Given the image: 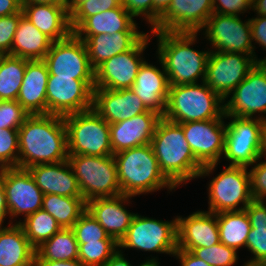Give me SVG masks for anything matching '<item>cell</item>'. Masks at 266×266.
Masks as SVG:
<instances>
[{"mask_svg":"<svg viewBox=\"0 0 266 266\" xmlns=\"http://www.w3.org/2000/svg\"><path fill=\"white\" fill-rule=\"evenodd\" d=\"M261 159L260 157L249 170L253 200H266V161H260Z\"/></svg>","mask_w":266,"mask_h":266,"instance_id":"cell-45","label":"cell"},{"mask_svg":"<svg viewBox=\"0 0 266 266\" xmlns=\"http://www.w3.org/2000/svg\"><path fill=\"white\" fill-rule=\"evenodd\" d=\"M149 36L146 34L131 50L113 56L100 65L95 70V88H131L141 65L146 61L142 56L151 40Z\"/></svg>","mask_w":266,"mask_h":266,"instance_id":"cell-16","label":"cell"},{"mask_svg":"<svg viewBox=\"0 0 266 266\" xmlns=\"http://www.w3.org/2000/svg\"><path fill=\"white\" fill-rule=\"evenodd\" d=\"M28 61L20 57L1 54L0 100L17 99Z\"/></svg>","mask_w":266,"mask_h":266,"instance_id":"cell-35","label":"cell"},{"mask_svg":"<svg viewBox=\"0 0 266 266\" xmlns=\"http://www.w3.org/2000/svg\"><path fill=\"white\" fill-rule=\"evenodd\" d=\"M36 260L67 261L78 259V242L71 228H61L35 249Z\"/></svg>","mask_w":266,"mask_h":266,"instance_id":"cell-34","label":"cell"},{"mask_svg":"<svg viewBox=\"0 0 266 266\" xmlns=\"http://www.w3.org/2000/svg\"><path fill=\"white\" fill-rule=\"evenodd\" d=\"M122 6L133 18L144 16L143 19L153 28V0H122Z\"/></svg>","mask_w":266,"mask_h":266,"instance_id":"cell-47","label":"cell"},{"mask_svg":"<svg viewBox=\"0 0 266 266\" xmlns=\"http://www.w3.org/2000/svg\"><path fill=\"white\" fill-rule=\"evenodd\" d=\"M120 248H132L174 255L177 246V217L172 221L156 220L136 213Z\"/></svg>","mask_w":266,"mask_h":266,"instance_id":"cell-9","label":"cell"},{"mask_svg":"<svg viewBox=\"0 0 266 266\" xmlns=\"http://www.w3.org/2000/svg\"><path fill=\"white\" fill-rule=\"evenodd\" d=\"M22 11V0H0V17L10 16Z\"/></svg>","mask_w":266,"mask_h":266,"instance_id":"cell-51","label":"cell"},{"mask_svg":"<svg viewBox=\"0 0 266 266\" xmlns=\"http://www.w3.org/2000/svg\"><path fill=\"white\" fill-rule=\"evenodd\" d=\"M95 80L48 77L46 114L67 116L93 108Z\"/></svg>","mask_w":266,"mask_h":266,"instance_id":"cell-14","label":"cell"},{"mask_svg":"<svg viewBox=\"0 0 266 266\" xmlns=\"http://www.w3.org/2000/svg\"><path fill=\"white\" fill-rule=\"evenodd\" d=\"M77 178L83 199L121 195L117 165L113 155H68L67 159Z\"/></svg>","mask_w":266,"mask_h":266,"instance_id":"cell-7","label":"cell"},{"mask_svg":"<svg viewBox=\"0 0 266 266\" xmlns=\"http://www.w3.org/2000/svg\"><path fill=\"white\" fill-rule=\"evenodd\" d=\"M53 41L39 31L27 17L20 18L8 55L29 61L44 60Z\"/></svg>","mask_w":266,"mask_h":266,"instance_id":"cell-31","label":"cell"},{"mask_svg":"<svg viewBox=\"0 0 266 266\" xmlns=\"http://www.w3.org/2000/svg\"><path fill=\"white\" fill-rule=\"evenodd\" d=\"M89 0H68L67 2V12L70 15L81 3Z\"/></svg>","mask_w":266,"mask_h":266,"instance_id":"cell-59","label":"cell"},{"mask_svg":"<svg viewBox=\"0 0 266 266\" xmlns=\"http://www.w3.org/2000/svg\"><path fill=\"white\" fill-rule=\"evenodd\" d=\"M172 0H153V27L158 23L160 16L168 9Z\"/></svg>","mask_w":266,"mask_h":266,"instance_id":"cell-53","label":"cell"},{"mask_svg":"<svg viewBox=\"0 0 266 266\" xmlns=\"http://www.w3.org/2000/svg\"><path fill=\"white\" fill-rule=\"evenodd\" d=\"M151 146L160 170L175 187L198 178L203 166L193 155L180 124L162 117L157 123Z\"/></svg>","mask_w":266,"mask_h":266,"instance_id":"cell-3","label":"cell"},{"mask_svg":"<svg viewBox=\"0 0 266 266\" xmlns=\"http://www.w3.org/2000/svg\"><path fill=\"white\" fill-rule=\"evenodd\" d=\"M137 23L121 5L87 17L74 31L75 35L114 34L117 32H140Z\"/></svg>","mask_w":266,"mask_h":266,"instance_id":"cell-30","label":"cell"},{"mask_svg":"<svg viewBox=\"0 0 266 266\" xmlns=\"http://www.w3.org/2000/svg\"><path fill=\"white\" fill-rule=\"evenodd\" d=\"M244 210L249 217L250 226H266L265 200H252Z\"/></svg>","mask_w":266,"mask_h":266,"instance_id":"cell-48","label":"cell"},{"mask_svg":"<svg viewBox=\"0 0 266 266\" xmlns=\"http://www.w3.org/2000/svg\"><path fill=\"white\" fill-rule=\"evenodd\" d=\"M138 266H160L158 263V259L153 258L152 259H147L144 263L138 265Z\"/></svg>","mask_w":266,"mask_h":266,"instance_id":"cell-60","label":"cell"},{"mask_svg":"<svg viewBox=\"0 0 266 266\" xmlns=\"http://www.w3.org/2000/svg\"><path fill=\"white\" fill-rule=\"evenodd\" d=\"M129 198L131 199L132 196L121 194L114 197L95 198L86 202L88 212L118 243L126 235L136 215L124 207L125 203H130Z\"/></svg>","mask_w":266,"mask_h":266,"instance_id":"cell-23","label":"cell"},{"mask_svg":"<svg viewBox=\"0 0 266 266\" xmlns=\"http://www.w3.org/2000/svg\"><path fill=\"white\" fill-rule=\"evenodd\" d=\"M19 167L18 129L0 128V169Z\"/></svg>","mask_w":266,"mask_h":266,"instance_id":"cell-40","label":"cell"},{"mask_svg":"<svg viewBox=\"0 0 266 266\" xmlns=\"http://www.w3.org/2000/svg\"><path fill=\"white\" fill-rule=\"evenodd\" d=\"M48 76V67L43 60L27 62L24 79L16 101L29 115L46 114Z\"/></svg>","mask_w":266,"mask_h":266,"instance_id":"cell-27","label":"cell"},{"mask_svg":"<svg viewBox=\"0 0 266 266\" xmlns=\"http://www.w3.org/2000/svg\"><path fill=\"white\" fill-rule=\"evenodd\" d=\"M28 116L16 100H0V128L19 129Z\"/></svg>","mask_w":266,"mask_h":266,"instance_id":"cell-43","label":"cell"},{"mask_svg":"<svg viewBox=\"0 0 266 266\" xmlns=\"http://www.w3.org/2000/svg\"><path fill=\"white\" fill-rule=\"evenodd\" d=\"M42 209L48 212L61 228H71L86 210L83 197L44 194Z\"/></svg>","mask_w":266,"mask_h":266,"instance_id":"cell-33","label":"cell"},{"mask_svg":"<svg viewBox=\"0 0 266 266\" xmlns=\"http://www.w3.org/2000/svg\"><path fill=\"white\" fill-rule=\"evenodd\" d=\"M28 170L43 194L82 197L77 178L67 160L33 165Z\"/></svg>","mask_w":266,"mask_h":266,"instance_id":"cell-25","label":"cell"},{"mask_svg":"<svg viewBox=\"0 0 266 266\" xmlns=\"http://www.w3.org/2000/svg\"><path fill=\"white\" fill-rule=\"evenodd\" d=\"M123 255L122 249H118L104 266H133Z\"/></svg>","mask_w":266,"mask_h":266,"instance_id":"cell-55","label":"cell"},{"mask_svg":"<svg viewBox=\"0 0 266 266\" xmlns=\"http://www.w3.org/2000/svg\"><path fill=\"white\" fill-rule=\"evenodd\" d=\"M196 160L203 166L199 176H209L224 153L226 124L224 119L180 123Z\"/></svg>","mask_w":266,"mask_h":266,"instance_id":"cell-11","label":"cell"},{"mask_svg":"<svg viewBox=\"0 0 266 266\" xmlns=\"http://www.w3.org/2000/svg\"><path fill=\"white\" fill-rule=\"evenodd\" d=\"M266 157V120H263L261 126V138H260V157Z\"/></svg>","mask_w":266,"mask_h":266,"instance_id":"cell-58","label":"cell"},{"mask_svg":"<svg viewBox=\"0 0 266 266\" xmlns=\"http://www.w3.org/2000/svg\"><path fill=\"white\" fill-rule=\"evenodd\" d=\"M122 194L136 196L176 187L164 176L151 144L113 154Z\"/></svg>","mask_w":266,"mask_h":266,"instance_id":"cell-4","label":"cell"},{"mask_svg":"<svg viewBox=\"0 0 266 266\" xmlns=\"http://www.w3.org/2000/svg\"><path fill=\"white\" fill-rule=\"evenodd\" d=\"M22 11L24 16L53 42L63 40L72 33L70 15L65 7L22 4Z\"/></svg>","mask_w":266,"mask_h":266,"instance_id":"cell-28","label":"cell"},{"mask_svg":"<svg viewBox=\"0 0 266 266\" xmlns=\"http://www.w3.org/2000/svg\"><path fill=\"white\" fill-rule=\"evenodd\" d=\"M78 244L100 242V240H115L109 236L100 223L86 209L77 222L71 227Z\"/></svg>","mask_w":266,"mask_h":266,"instance_id":"cell-38","label":"cell"},{"mask_svg":"<svg viewBox=\"0 0 266 266\" xmlns=\"http://www.w3.org/2000/svg\"><path fill=\"white\" fill-rule=\"evenodd\" d=\"M256 64L255 55L210 50L204 82L226 100Z\"/></svg>","mask_w":266,"mask_h":266,"instance_id":"cell-12","label":"cell"},{"mask_svg":"<svg viewBox=\"0 0 266 266\" xmlns=\"http://www.w3.org/2000/svg\"><path fill=\"white\" fill-rule=\"evenodd\" d=\"M220 243L217 214L196 211L188 217L177 216L178 249L192 251Z\"/></svg>","mask_w":266,"mask_h":266,"instance_id":"cell-21","label":"cell"},{"mask_svg":"<svg viewBox=\"0 0 266 266\" xmlns=\"http://www.w3.org/2000/svg\"><path fill=\"white\" fill-rule=\"evenodd\" d=\"M231 118L226 123L223 159L230 161L229 166L249 167L260 159L261 126L264 115L246 118L225 115Z\"/></svg>","mask_w":266,"mask_h":266,"instance_id":"cell-10","label":"cell"},{"mask_svg":"<svg viewBox=\"0 0 266 266\" xmlns=\"http://www.w3.org/2000/svg\"><path fill=\"white\" fill-rule=\"evenodd\" d=\"M157 112L148 110L130 119L109 124L113 154L120 151L151 144L158 121Z\"/></svg>","mask_w":266,"mask_h":266,"instance_id":"cell-22","label":"cell"},{"mask_svg":"<svg viewBox=\"0 0 266 266\" xmlns=\"http://www.w3.org/2000/svg\"><path fill=\"white\" fill-rule=\"evenodd\" d=\"M40 266H84L79 259L67 261H54V260H37Z\"/></svg>","mask_w":266,"mask_h":266,"instance_id":"cell-54","label":"cell"},{"mask_svg":"<svg viewBox=\"0 0 266 266\" xmlns=\"http://www.w3.org/2000/svg\"><path fill=\"white\" fill-rule=\"evenodd\" d=\"M252 42L262 46L266 51V16L257 15L256 18H250Z\"/></svg>","mask_w":266,"mask_h":266,"instance_id":"cell-49","label":"cell"},{"mask_svg":"<svg viewBox=\"0 0 266 266\" xmlns=\"http://www.w3.org/2000/svg\"><path fill=\"white\" fill-rule=\"evenodd\" d=\"M9 215V210L6 204V195L4 190V180H3V168L0 169V226L4 222V218Z\"/></svg>","mask_w":266,"mask_h":266,"instance_id":"cell-52","label":"cell"},{"mask_svg":"<svg viewBox=\"0 0 266 266\" xmlns=\"http://www.w3.org/2000/svg\"><path fill=\"white\" fill-rule=\"evenodd\" d=\"M43 61L48 67V77L95 80L86 45L73 32L67 38L53 42Z\"/></svg>","mask_w":266,"mask_h":266,"instance_id":"cell-13","label":"cell"},{"mask_svg":"<svg viewBox=\"0 0 266 266\" xmlns=\"http://www.w3.org/2000/svg\"><path fill=\"white\" fill-rule=\"evenodd\" d=\"M252 0H213L214 13L239 16L251 9Z\"/></svg>","mask_w":266,"mask_h":266,"instance_id":"cell-46","label":"cell"},{"mask_svg":"<svg viewBox=\"0 0 266 266\" xmlns=\"http://www.w3.org/2000/svg\"><path fill=\"white\" fill-rule=\"evenodd\" d=\"M26 266H40V264H39V262L36 259H34L31 263H29Z\"/></svg>","mask_w":266,"mask_h":266,"instance_id":"cell-61","label":"cell"},{"mask_svg":"<svg viewBox=\"0 0 266 266\" xmlns=\"http://www.w3.org/2000/svg\"><path fill=\"white\" fill-rule=\"evenodd\" d=\"M63 118L68 155H113L109 123L93 108Z\"/></svg>","mask_w":266,"mask_h":266,"instance_id":"cell-6","label":"cell"},{"mask_svg":"<svg viewBox=\"0 0 266 266\" xmlns=\"http://www.w3.org/2000/svg\"><path fill=\"white\" fill-rule=\"evenodd\" d=\"M230 95L224 100L225 115L254 118L256 113L266 114L265 68L257 63Z\"/></svg>","mask_w":266,"mask_h":266,"instance_id":"cell-18","label":"cell"},{"mask_svg":"<svg viewBox=\"0 0 266 266\" xmlns=\"http://www.w3.org/2000/svg\"><path fill=\"white\" fill-rule=\"evenodd\" d=\"M93 109L109 124L127 120L148 111L131 88L118 90L94 88Z\"/></svg>","mask_w":266,"mask_h":266,"instance_id":"cell-20","label":"cell"},{"mask_svg":"<svg viewBox=\"0 0 266 266\" xmlns=\"http://www.w3.org/2000/svg\"><path fill=\"white\" fill-rule=\"evenodd\" d=\"M158 61L162 70L146 61L141 65L131 90L148 110L163 116L170 85L162 61L159 58Z\"/></svg>","mask_w":266,"mask_h":266,"instance_id":"cell-24","label":"cell"},{"mask_svg":"<svg viewBox=\"0 0 266 266\" xmlns=\"http://www.w3.org/2000/svg\"><path fill=\"white\" fill-rule=\"evenodd\" d=\"M21 221L16 224L22 227L28 241L35 249L61 229L57 221L43 209L30 214L24 218L23 222Z\"/></svg>","mask_w":266,"mask_h":266,"instance_id":"cell-36","label":"cell"},{"mask_svg":"<svg viewBox=\"0 0 266 266\" xmlns=\"http://www.w3.org/2000/svg\"><path fill=\"white\" fill-rule=\"evenodd\" d=\"M179 259L181 266H210L201 258L196 257L191 251L177 249L174 255Z\"/></svg>","mask_w":266,"mask_h":266,"instance_id":"cell-50","label":"cell"},{"mask_svg":"<svg viewBox=\"0 0 266 266\" xmlns=\"http://www.w3.org/2000/svg\"><path fill=\"white\" fill-rule=\"evenodd\" d=\"M220 242L237 252L246 248L247 236L250 231V220L245 210L221 212L217 214Z\"/></svg>","mask_w":266,"mask_h":266,"instance_id":"cell-32","label":"cell"},{"mask_svg":"<svg viewBox=\"0 0 266 266\" xmlns=\"http://www.w3.org/2000/svg\"><path fill=\"white\" fill-rule=\"evenodd\" d=\"M202 30L214 48L212 51L255 55L258 63L249 19L243 22L239 16L213 13Z\"/></svg>","mask_w":266,"mask_h":266,"instance_id":"cell-15","label":"cell"},{"mask_svg":"<svg viewBox=\"0 0 266 266\" xmlns=\"http://www.w3.org/2000/svg\"><path fill=\"white\" fill-rule=\"evenodd\" d=\"M157 37V54L168 76L169 85L204 82L210 51H198L195 44L198 33L151 30Z\"/></svg>","mask_w":266,"mask_h":266,"instance_id":"cell-2","label":"cell"},{"mask_svg":"<svg viewBox=\"0 0 266 266\" xmlns=\"http://www.w3.org/2000/svg\"><path fill=\"white\" fill-rule=\"evenodd\" d=\"M162 117L178 124L224 119V100L205 82L170 85Z\"/></svg>","mask_w":266,"mask_h":266,"instance_id":"cell-5","label":"cell"},{"mask_svg":"<svg viewBox=\"0 0 266 266\" xmlns=\"http://www.w3.org/2000/svg\"><path fill=\"white\" fill-rule=\"evenodd\" d=\"M68 0H22V4L57 5L67 9Z\"/></svg>","mask_w":266,"mask_h":266,"instance_id":"cell-56","label":"cell"},{"mask_svg":"<svg viewBox=\"0 0 266 266\" xmlns=\"http://www.w3.org/2000/svg\"><path fill=\"white\" fill-rule=\"evenodd\" d=\"M119 249L116 240H100L78 244V259L84 266H104Z\"/></svg>","mask_w":266,"mask_h":266,"instance_id":"cell-37","label":"cell"},{"mask_svg":"<svg viewBox=\"0 0 266 266\" xmlns=\"http://www.w3.org/2000/svg\"><path fill=\"white\" fill-rule=\"evenodd\" d=\"M248 167L227 166L208 186L209 212L242 211L253 200ZM241 207L239 206L240 204ZM239 206V207H238Z\"/></svg>","mask_w":266,"mask_h":266,"instance_id":"cell-8","label":"cell"},{"mask_svg":"<svg viewBox=\"0 0 266 266\" xmlns=\"http://www.w3.org/2000/svg\"><path fill=\"white\" fill-rule=\"evenodd\" d=\"M258 63H260L264 68H265V70H266V58H264V59H259L258 60Z\"/></svg>","mask_w":266,"mask_h":266,"instance_id":"cell-62","label":"cell"},{"mask_svg":"<svg viewBox=\"0 0 266 266\" xmlns=\"http://www.w3.org/2000/svg\"><path fill=\"white\" fill-rule=\"evenodd\" d=\"M3 180L10 219L18 215L26 218L42 209L44 194L28 169L3 168Z\"/></svg>","mask_w":266,"mask_h":266,"instance_id":"cell-17","label":"cell"},{"mask_svg":"<svg viewBox=\"0 0 266 266\" xmlns=\"http://www.w3.org/2000/svg\"><path fill=\"white\" fill-rule=\"evenodd\" d=\"M146 34L142 31L76 36L84 41L90 65L96 70L109 58L131 50Z\"/></svg>","mask_w":266,"mask_h":266,"instance_id":"cell-26","label":"cell"},{"mask_svg":"<svg viewBox=\"0 0 266 266\" xmlns=\"http://www.w3.org/2000/svg\"><path fill=\"white\" fill-rule=\"evenodd\" d=\"M246 248L254 257L243 266H266V226H251Z\"/></svg>","mask_w":266,"mask_h":266,"instance_id":"cell-42","label":"cell"},{"mask_svg":"<svg viewBox=\"0 0 266 266\" xmlns=\"http://www.w3.org/2000/svg\"><path fill=\"white\" fill-rule=\"evenodd\" d=\"M251 9L259 16H266V0H252Z\"/></svg>","mask_w":266,"mask_h":266,"instance_id":"cell-57","label":"cell"},{"mask_svg":"<svg viewBox=\"0 0 266 266\" xmlns=\"http://www.w3.org/2000/svg\"><path fill=\"white\" fill-rule=\"evenodd\" d=\"M122 5V0H89L81 3L70 14V27L72 32L92 15L111 10Z\"/></svg>","mask_w":266,"mask_h":266,"instance_id":"cell-41","label":"cell"},{"mask_svg":"<svg viewBox=\"0 0 266 266\" xmlns=\"http://www.w3.org/2000/svg\"><path fill=\"white\" fill-rule=\"evenodd\" d=\"M213 13V0H172L151 30L200 33Z\"/></svg>","mask_w":266,"mask_h":266,"instance_id":"cell-19","label":"cell"},{"mask_svg":"<svg viewBox=\"0 0 266 266\" xmlns=\"http://www.w3.org/2000/svg\"><path fill=\"white\" fill-rule=\"evenodd\" d=\"M23 11L10 16L0 17V53L9 54L13 44L14 34L17 30Z\"/></svg>","mask_w":266,"mask_h":266,"instance_id":"cell-44","label":"cell"},{"mask_svg":"<svg viewBox=\"0 0 266 266\" xmlns=\"http://www.w3.org/2000/svg\"><path fill=\"white\" fill-rule=\"evenodd\" d=\"M191 252L210 266H233L238 261V252L221 242L209 247L194 248Z\"/></svg>","mask_w":266,"mask_h":266,"instance_id":"cell-39","label":"cell"},{"mask_svg":"<svg viewBox=\"0 0 266 266\" xmlns=\"http://www.w3.org/2000/svg\"><path fill=\"white\" fill-rule=\"evenodd\" d=\"M8 224L0 226V266H26L35 259V248L19 224Z\"/></svg>","mask_w":266,"mask_h":266,"instance_id":"cell-29","label":"cell"},{"mask_svg":"<svg viewBox=\"0 0 266 266\" xmlns=\"http://www.w3.org/2000/svg\"><path fill=\"white\" fill-rule=\"evenodd\" d=\"M19 168L68 159L64 118L52 114L29 115L18 129Z\"/></svg>","mask_w":266,"mask_h":266,"instance_id":"cell-1","label":"cell"}]
</instances>
